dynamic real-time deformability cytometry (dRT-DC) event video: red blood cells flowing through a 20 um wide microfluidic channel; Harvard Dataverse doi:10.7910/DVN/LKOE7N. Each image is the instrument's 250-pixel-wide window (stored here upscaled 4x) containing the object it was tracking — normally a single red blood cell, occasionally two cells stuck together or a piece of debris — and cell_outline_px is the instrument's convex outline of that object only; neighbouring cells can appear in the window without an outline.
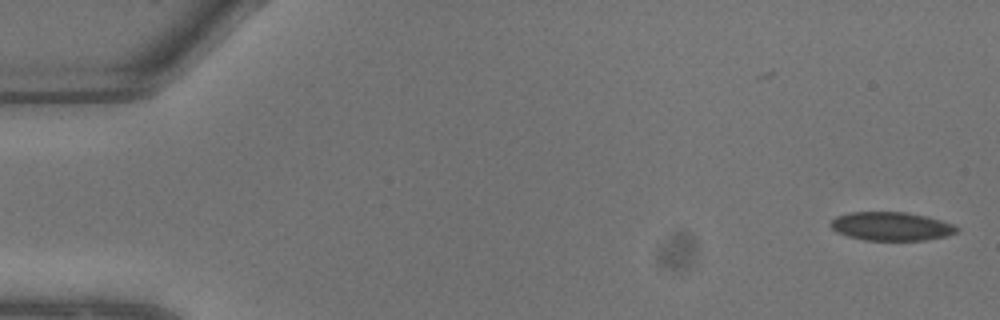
{"species": "common noctule bat (a hibernating species)", "species_latin": "Nyctalus noctula", "temperature_condition": "warm", "stored_images_in_passage": 8, "segment_of_instrument_passage": [1, 2], "camera_frame_rate_fps": 3000, "um_per_image_px": 0.085, "animal": {"sex": "male", "body_mass_g": 13.3}, "frame": {"image": 1, "passage_image": 1, "time_ms": 0.0, "image_size_px": [1000, 320], "cell_outline_px": [[960, 228], [956, 232], [944, 236], [924, 240], [864, 240], [848, 236], [836, 232], [828, 224], [836, 216], [852, 212], [904, 212], [928, 216], [952, 224]], "centroid_in_image_um": [75.73, 19.23], "position_along_channel_um": 9.3, "area_um2": 20.92}}
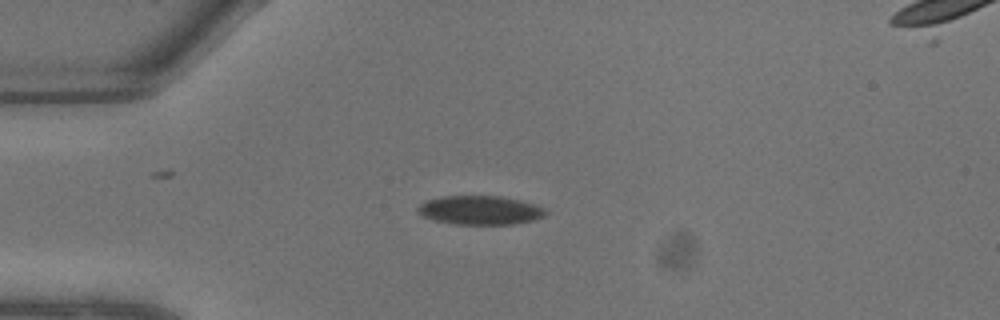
{"frame": {"image": 2, "passage_image": 6, "time_ms": 1.667, "image_size_px": [1000, 320], "cell_outline_px": [[548, 212], [544, 216], [536, 220], [512, 224], [452, 224], [432, 220], [416, 212], [416, 208], [420, 204], [428, 200], [440, 196], [500, 196], [520, 200], [544, 208]], "centroid_in_image_um": [40.79, 17.87], "position_along_channel_um": 44.2, "area_um2": 21.62}}